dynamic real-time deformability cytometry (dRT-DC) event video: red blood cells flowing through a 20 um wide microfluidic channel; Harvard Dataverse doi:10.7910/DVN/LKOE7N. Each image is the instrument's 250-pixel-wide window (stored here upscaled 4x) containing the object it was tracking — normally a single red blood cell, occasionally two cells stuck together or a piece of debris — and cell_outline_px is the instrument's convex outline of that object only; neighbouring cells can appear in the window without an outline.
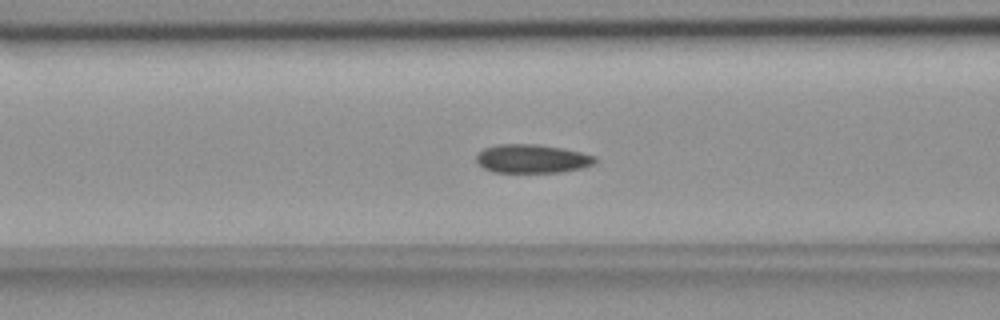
{"species": "common noctule bat (a hibernating species)", "species_latin": "Nyctalus noctula", "temperature_condition": "room temperature", "stored_images_in_passage": 54, "camera_frame_rate_fps": 3000, "um_per_image_px": 0.085, "animal": {"sex": "female", "body_mass_g": 18.4}, "frame": {"image": 1, "passage_image": 21, "time_ms": 6.667, "image_size_px": [1000, 320], "cell_outline_px": [[596, 160], [592, 164], [584, 168], [560, 172], [492, 172], [476, 164], [476, 152], [484, 148], [500, 144], [536, 144], [564, 148], [596, 156]], "centroid_in_image_um": [45.19, 13.49], "position_along_channel_um": 121.4, "area_um2": 20.0}}
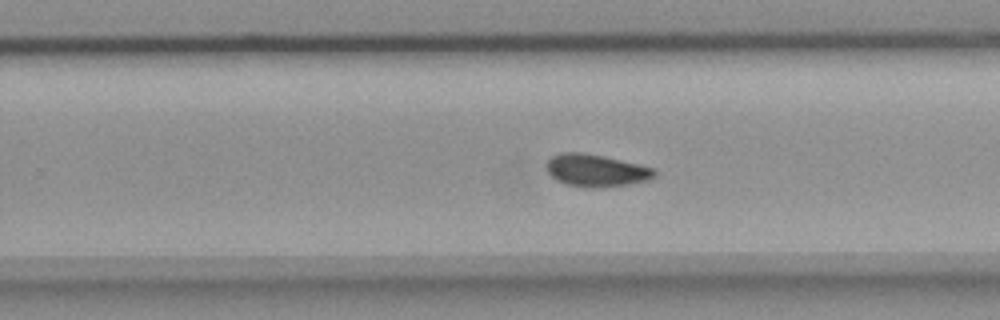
{"frame": {"image": 2, "passage_image": 34, "time_ms": 11.0, "image_size_px": [1000, 320], "cell_outline_px": [[656, 176], [648, 180], [628, 184], [600, 188], [584, 188], [568, 184], [556, 180], [548, 172], [544, 164], [552, 156], [564, 152], [584, 152], [604, 156], [640, 164], [656, 168]], "centroid_in_image_um": [50.68, 14.49], "position_along_channel_um": 279.1, "area_um2": 20.63}}
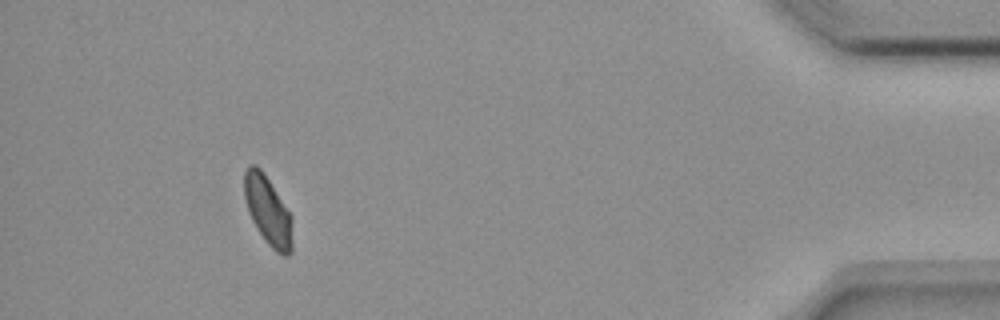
{"frame": {"image": 3, "passage_image": 50, "time_ms": 16.333, "image_size_px": [1000, 320], "cell_outline_px": [[292, 252], [288, 256], [284, 256], [276, 252], [268, 244], [256, 228], [248, 212], [244, 196], [244, 172], [248, 164], [256, 164], [264, 172], [292, 216]], "centroid_in_image_um": [22.77, 17.9], "position_along_channel_um": 412.4, "area_um2": 19.54}, "authors_computed_cell_mechanics": {"area_um2": 19.9121, "velocity_mm_per_s": 3.6504, "shape_relaxation_time_tau1_ms": null, "shape_relaxation_time_tau2_ms": 2.5544, "deformation_change_tau1": null, "deformation_change_tau2": 0.0628}}